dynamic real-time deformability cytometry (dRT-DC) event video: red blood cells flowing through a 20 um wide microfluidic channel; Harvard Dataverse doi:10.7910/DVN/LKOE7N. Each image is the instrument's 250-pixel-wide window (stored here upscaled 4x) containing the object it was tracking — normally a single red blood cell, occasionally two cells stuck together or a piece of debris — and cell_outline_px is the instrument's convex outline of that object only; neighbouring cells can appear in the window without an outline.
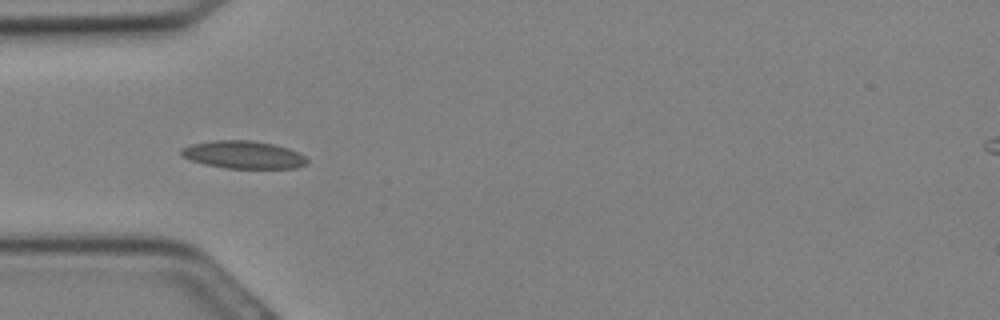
{"species": "Egyptian fruit bat (a non-hibernating species)", "species_latin": "Rousettus aegyptiacus", "temperature_condition": "cold", "stored_images_in_passage": 26, "camera_frame_rate_fps": 3000, "um_per_image_px": 0.085, "animal": {"sex": "female"}, "frame": {"image": 1, "passage_image": 5, "time_ms": 1.333, "image_size_px": [1000, 320], "cell_outline_px": [[308, 164], [296, 168], [224, 168], [204, 164], [180, 156], [180, 148], [192, 144], [212, 140], [252, 140], [276, 144], [300, 152], [308, 160]], "centroid_in_image_um": [20.7, 13.14], "position_along_channel_um": 64.3, "area_um2": 20.58}}
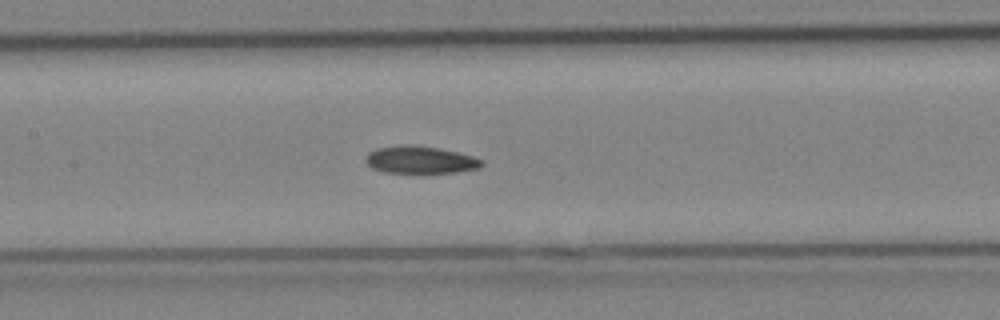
{"frame": {"image": 2, "passage_image": 10, "time_ms": 3.0, "image_size_px": [1000, 320], "cell_outline_px": [[484, 164], [480, 168], [456, 172], [384, 172], [372, 168], [364, 160], [368, 152], [376, 148], [400, 144], [416, 144], [440, 148], [472, 156], [484, 160]], "centroid_in_image_um": [35.71, 13.56], "position_along_channel_um": 171.7, "area_um2": 18.67}}
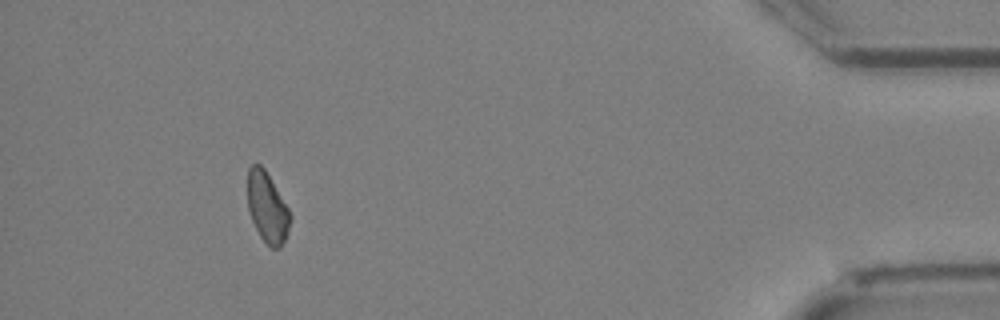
{"frame": {"image": 3, "passage_image": 24, "time_ms": 7.667, "image_size_px": [1000, 320], "cell_outline_px": [[292, 220], [288, 232], [280, 248], [272, 248], [260, 236], [252, 220], [248, 208], [248, 168], [252, 164], [260, 164], [264, 168], [288, 208], [292, 216]], "centroid_in_image_um": [22.73, 17.64], "position_along_channel_um": 412.5, "area_um2": 17.28}}